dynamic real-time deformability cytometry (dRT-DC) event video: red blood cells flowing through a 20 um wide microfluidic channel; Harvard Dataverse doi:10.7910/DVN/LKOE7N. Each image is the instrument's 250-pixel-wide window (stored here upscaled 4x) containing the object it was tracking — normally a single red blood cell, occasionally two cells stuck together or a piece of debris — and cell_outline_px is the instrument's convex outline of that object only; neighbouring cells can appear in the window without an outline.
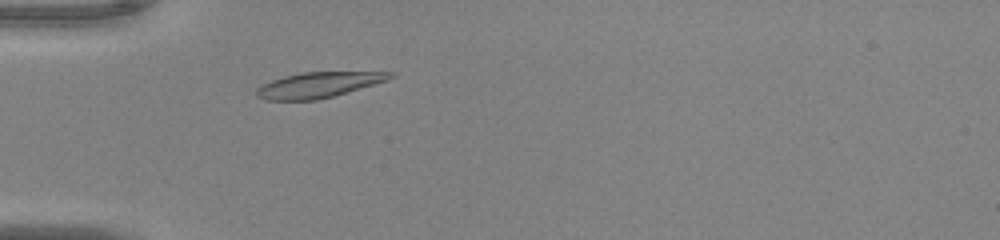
{"species": "common noctule bat (a hibernating species)", "species_latin": "Nyctalus noctula", "temperature_condition": "warm", "stored_images_in_passage": 42, "camera_frame_rate_fps": 3000, "um_per_image_px": 0.085, "animal": {"sex": "male", "body_mass_g": 20.0, "forearm_length_mm": 53.3}, "frame": {"image": 1, "passage_image": 7, "time_ms": 2.0, "image_size_px": [1000, 240], "cell_outline_px": [[396, 76], [388, 80], [332, 96], [316, 100], [268, 100], [256, 96], [256, 88], [272, 80], [284, 76], [300, 72], [396, 72]], "centroid_in_image_um": [27.07, 7.21], "position_along_channel_um": 57.9, "area_um2": 19.65}}
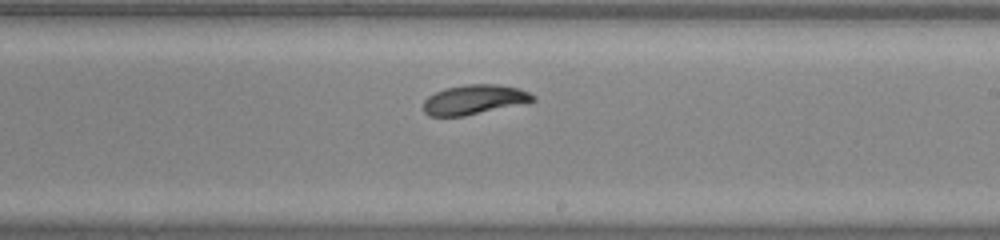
{"frame": {"image": 2, "passage_image": 22, "time_ms": 7.0, "image_size_px": [1000, 240], "cell_outline_px": [[536, 100], [528, 104], [464, 116], [428, 116], [424, 112], [424, 100], [428, 96], [444, 88], [464, 84], [500, 84], [520, 88], [536, 96]], "centroid_in_image_um": [40.38, 8.47], "position_along_channel_um": 248.6, "area_um2": 19.42}}
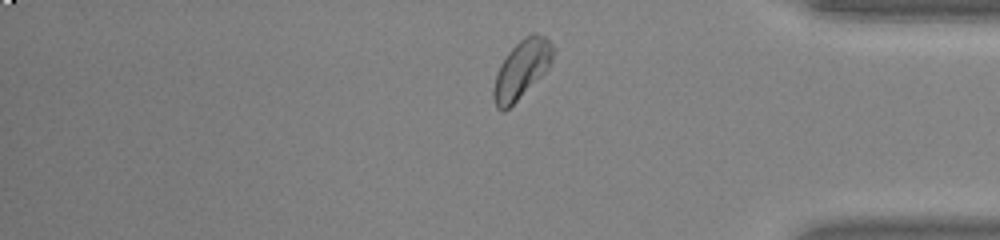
{"frame": {"image": 3, "passage_image": 34, "time_ms": 11.0, "image_size_px": [1000, 240], "cell_outline_px": [[556, 52], [548, 68], [504, 112], [500, 112], [496, 108], [492, 96], [492, 88], [500, 64], [508, 52], [524, 36], [532, 32], [536, 32], [544, 36], [556, 48]], "centroid_in_image_um": [44.33, 5.86], "position_along_channel_um": 390.9, "area_um2": 20.11}, "authors_computed_cell_mechanics": {"area_um2": 19.7098, "velocity_mm_per_s": 3.9818, "shape_relaxation_time_tau1_ms": 2.5953, "shape_relaxation_time_tau2_ms": 4.6892, "deformation_change_tau1": 0.1364, "deformation_change_tau2": 0.0672}}